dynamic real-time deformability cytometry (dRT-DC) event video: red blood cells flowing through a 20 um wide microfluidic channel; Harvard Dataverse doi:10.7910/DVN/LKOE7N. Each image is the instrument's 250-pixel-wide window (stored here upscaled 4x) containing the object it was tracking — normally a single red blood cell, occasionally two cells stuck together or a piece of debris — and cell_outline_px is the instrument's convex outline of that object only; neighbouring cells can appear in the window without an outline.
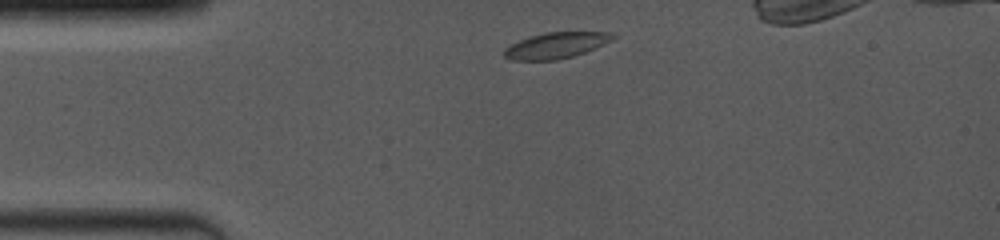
{"species": "common noctule bat (a hibernating species)", "species_latin": "Nyctalus noctula", "temperature_condition": "room temperature", "stored_images_in_passage": 7, "camera_frame_rate_fps": 4000, "um_per_image_px": 0.085, "animal": {"sex": "female", "body_mass_g": 19.0, "forearm_length_mm": 53.3}, "frame": {"image": 1, "passage_image": 1, "time_ms": 0.0, "image_size_px": [1000, 240], "cell_outline_px": [[616, 36], [612, 40], [596, 48], [572, 56], [556, 60], [512, 60], [504, 56], [504, 48], [520, 40], [532, 36], [548, 32], [612, 32]], "centroid_in_image_um": [47.28, 3.86], "position_along_channel_um": 37.7, "area_um2": 16.24}}
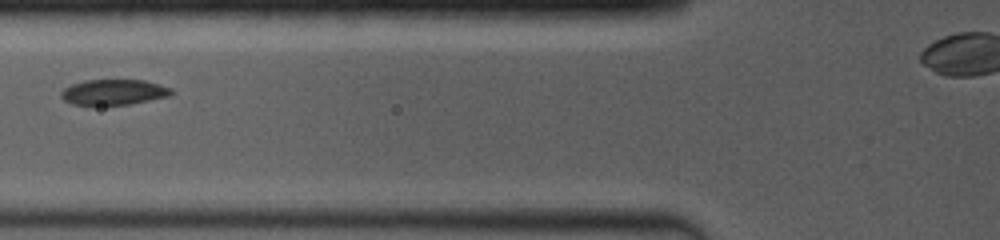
{"frame": {"image": 2, "passage_image": 5, "time_ms": 2.75, "image_size_px": [1000, 240], "cell_outline_px": [[172, 96], [128, 104], [72, 104], [64, 100], [60, 96], [60, 92], [64, 88], [72, 84], [84, 80], [144, 80], [172, 88]], "centroid_in_image_um": [9.67, 7.82], "position_along_channel_um": 116.1, "area_um2": 16.24}}
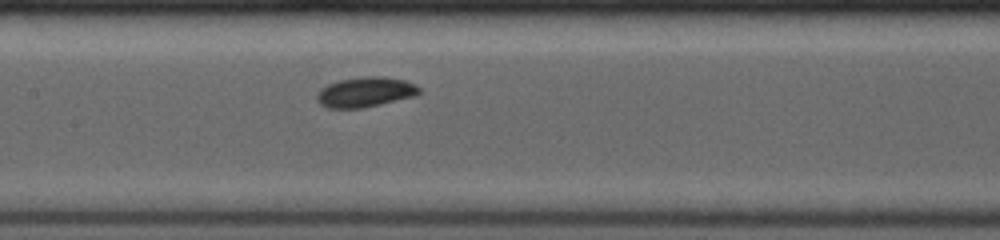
{"frame": {"image": 3, "passage_image": 7, "time_ms": 4.25, "image_size_px": [1000, 240], "cell_outline_px": [[420, 92], [416, 96], [364, 108], [328, 108], [320, 104], [316, 100], [316, 96], [320, 88], [328, 84], [340, 80], [364, 76], [384, 76], [404, 80], [416, 84], [420, 88]], "centroid_in_image_um": [31.06, 7.83], "position_along_channel_um": 176.3, "area_um2": 18.09}}